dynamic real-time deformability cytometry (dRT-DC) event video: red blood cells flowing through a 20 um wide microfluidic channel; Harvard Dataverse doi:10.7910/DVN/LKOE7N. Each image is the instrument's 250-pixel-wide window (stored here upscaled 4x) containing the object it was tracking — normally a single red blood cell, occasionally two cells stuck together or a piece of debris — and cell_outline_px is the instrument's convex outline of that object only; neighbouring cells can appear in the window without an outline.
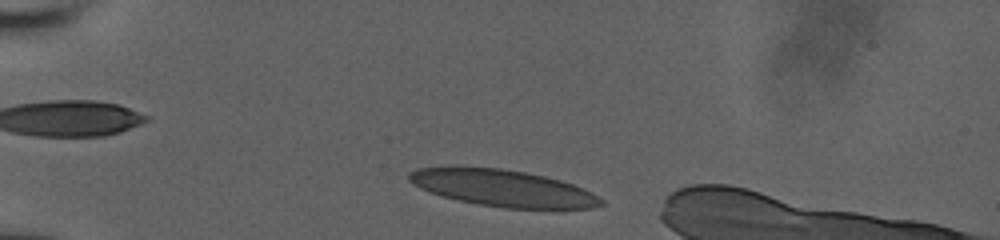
{"species": "human", "species_latin": "Homo sapiens", "temperature_condition": "room temperature", "stored_images_in_passage": 4, "segment_of_instrument_passage": [1, 2], "camera_frame_rate_fps": 3000, "um_per_image_px": 0.085, "donor": {"sex": "male"}, "frame": {"image": 1, "passage_image": 1, "time_ms": 0.0, "image_size_px": [1000, 240], "cell_outline_px": [[604, 204], [592, 208], [504, 208], [480, 204], [460, 200], [444, 196], [420, 188], [412, 184], [408, 180], [408, 172], [416, 168], [448, 164], [456, 164], [500, 168], [524, 172], [544, 176], [560, 180], [584, 188], [592, 192], [604, 200]], "centroid_in_image_um": [42.66, 15.94], "position_along_channel_um": 42.3, "area_um2": 41.67}}
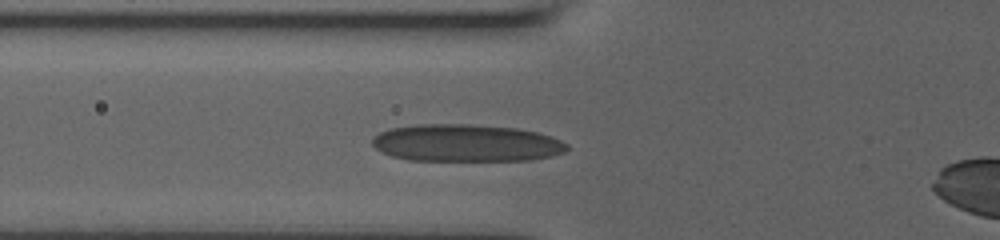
{"frame": {"image": 2, "passage_image": 3, "time_ms": 2.333, "image_size_px": [1000, 240], "cell_outline_px": [[568, 148], [564, 152], [552, 156], [532, 160], [408, 160], [392, 156], [380, 152], [372, 144], [372, 136], [380, 132], [392, 128], [420, 124], [464, 124], [516, 128], [536, 132], [560, 140], [568, 144]], "centroid_in_image_um": [39.59, 12.16], "position_along_channel_um": 86.2, "area_um2": 42.19}}